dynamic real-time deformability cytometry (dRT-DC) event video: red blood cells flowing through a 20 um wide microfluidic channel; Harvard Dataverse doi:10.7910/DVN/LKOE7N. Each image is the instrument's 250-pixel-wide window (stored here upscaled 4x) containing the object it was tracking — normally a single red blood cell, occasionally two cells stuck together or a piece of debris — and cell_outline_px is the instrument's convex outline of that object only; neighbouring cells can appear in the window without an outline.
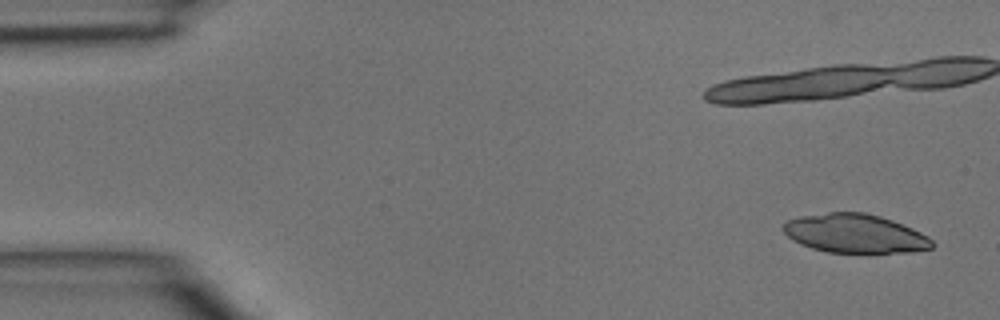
{"species": "common noctule bat (a hibernating species)", "species_latin": "Nyctalus noctula", "temperature_condition": "room temperature", "stored_images_in_passage": 5, "camera_frame_rate_fps": 3000, "um_per_image_px": 0.085, "animal": {"sex": "male", "body_mass_g": 15.6}, "frame": {"image": 1, "passage_image": 1, "time_ms": 0.0, "image_size_px": [1000, 320], "cell_outline_px": [[936, 244], [932, 248], [912, 252], [828, 252], [812, 248], [800, 244], [792, 240], [780, 228], [788, 220], [800, 216], [828, 212], [864, 212], [880, 216], [892, 220], [912, 228], [928, 236]], "centroid_in_image_um": [72.67, 19.84], "position_along_channel_um": 12.3, "area_um2": 33.7}}